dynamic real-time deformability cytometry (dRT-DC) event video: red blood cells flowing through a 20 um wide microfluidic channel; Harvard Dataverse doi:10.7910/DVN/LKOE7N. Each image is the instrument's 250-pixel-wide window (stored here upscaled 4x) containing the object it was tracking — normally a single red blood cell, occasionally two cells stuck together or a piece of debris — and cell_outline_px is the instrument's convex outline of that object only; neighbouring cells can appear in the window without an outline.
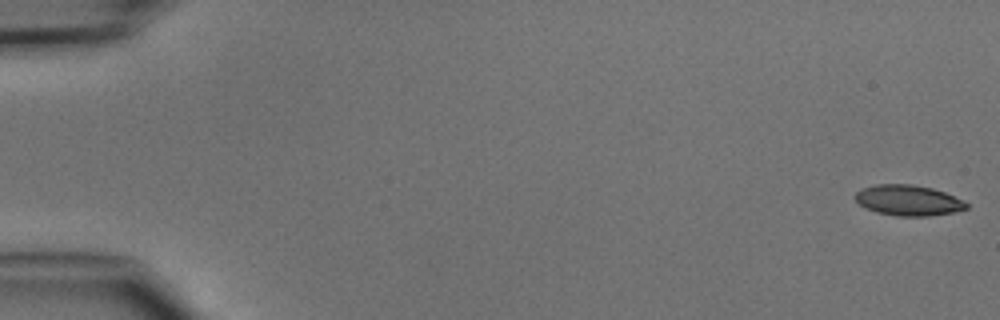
{"species": "common noctule bat (a hibernating species)", "species_latin": "Nyctalus noctula", "temperature_condition": "cold", "stored_images_in_passage": 48, "camera_frame_rate_fps": 3000, "um_per_image_px": 0.085, "animal": {"sex": "male", "body_mass_g": 15.6}, "frame": {"image": 1, "passage_image": 1, "time_ms": 0.0, "image_size_px": [1000, 320], "cell_outline_px": [[968, 208], [952, 212], [928, 216], [896, 216], [876, 212], [864, 208], [856, 200], [856, 192], [860, 188], [876, 184], [912, 184], [932, 188], [944, 192], [964, 200], [968, 204]], "centroid_in_image_um": [77.18, 17.02], "position_along_channel_um": 7.8, "area_um2": 19.88}}
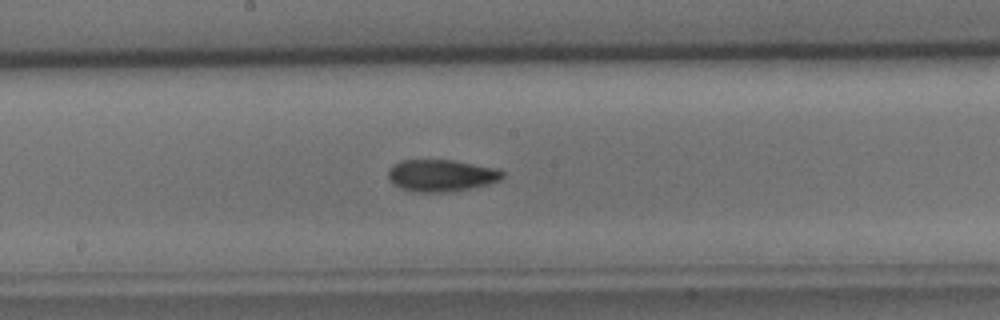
{"frame": {"image": 2, "passage_image": 26, "time_ms": 8.333, "image_size_px": [1000, 320], "cell_outline_px": [[504, 176], [500, 180], [488, 184], [452, 192], [412, 192], [400, 188], [388, 180], [388, 168], [392, 164], [400, 160], [452, 160], [496, 168], [504, 172]], "centroid_in_image_um": [37.47, 14.92], "position_along_channel_um": 210.7, "area_um2": 21.5}}
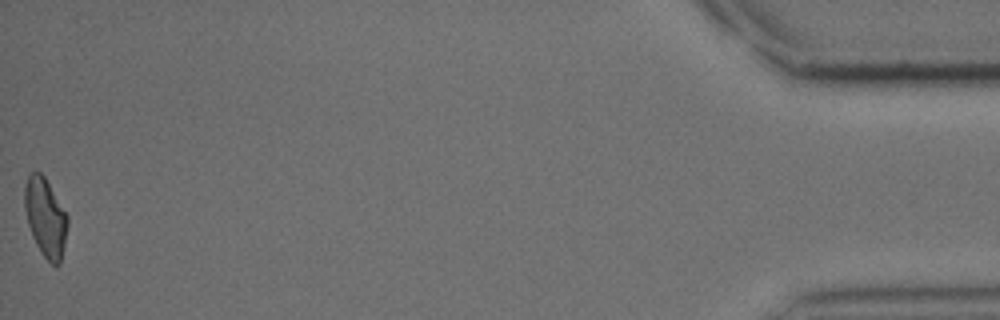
{"frame": {"image": 3, "passage_image": 48, "time_ms": 15.667, "image_size_px": [1000, 320], "cell_outline_px": [[68, 224], [60, 264], [52, 264], [40, 252], [32, 236], [28, 224], [24, 208], [24, 184], [28, 176], [32, 172], [40, 172], [44, 176], [68, 216]], "centroid_in_image_um": [3.84, 18.47], "position_along_channel_um": 431.4, "area_um2": 19.54}}